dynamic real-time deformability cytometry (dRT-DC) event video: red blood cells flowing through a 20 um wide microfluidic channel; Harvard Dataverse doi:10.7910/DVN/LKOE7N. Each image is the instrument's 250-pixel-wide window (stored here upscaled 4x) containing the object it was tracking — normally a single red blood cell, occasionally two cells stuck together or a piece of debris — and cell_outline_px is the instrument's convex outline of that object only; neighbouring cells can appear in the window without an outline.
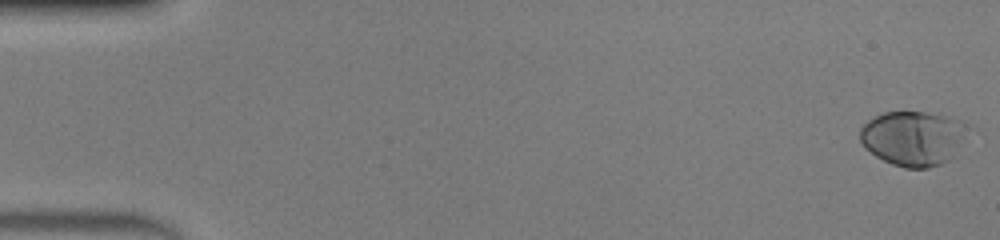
{"species": "human", "species_latin": "Homo sapiens", "temperature_condition": "warm", "stored_images_in_passage": 49, "camera_frame_rate_fps": 3000, "um_per_image_px": 0.085, "donor": {"sex": "male"}, "frame": {"image": 1, "passage_image": 1, "time_ms": 0.0, "image_size_px": [1000, 240], "cell_outline_px": [[964, 124], [960, 136], [948, 160], [940, 164], [928, 168], [904, 168], [892, 164], [876, 156], [864, 148], [860, 140], [860, 128], [868, 120], [884, 112], [924, 112], [944, 116], [960, 120]], "centroid_in_image_um": [77.47, 11.75], "position_along_channel_um": 7.5, "area_um2": 33.12}}
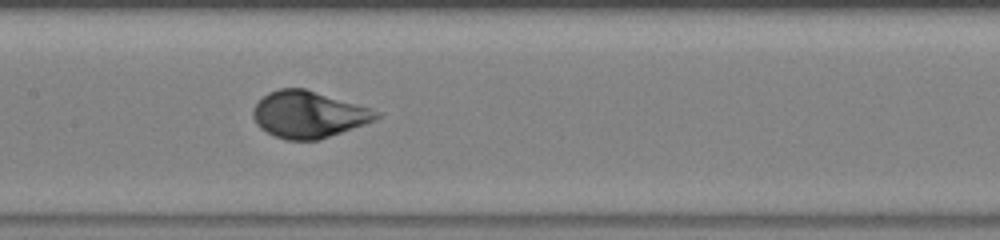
{"frame": {"image": 2, "passage_image": 25, "time_ms": 8.0, "image_size_px": [1000, 240], "cell_outline_px": [[380, 116], [376, 120], [320, 140], [288, 140], [276, 136], [260, 128], [256, 124], [252, 116], [252, 108], [268, 92], [280, 88], [304, 88], [372, 108], [380, 112]], "centroid_in_image_um": [26.23, 9.73], "position_along_channel_um": 181.2, "area_um2": 33.58}}
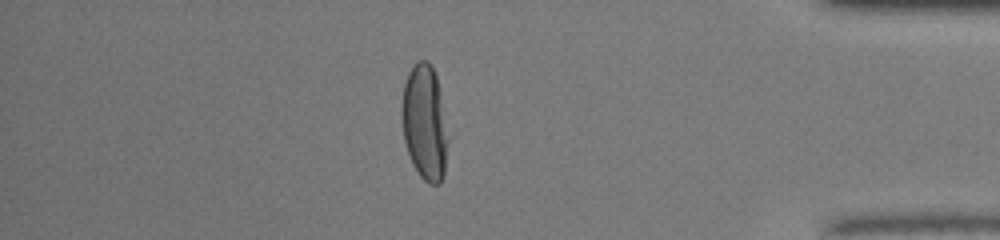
{"frame": {"image": 3, "passage_image": 43, "time_ms": 14.0, "image_size_px": [1000, 240], "cell_outline_px": [[448, 140], [444, 176], [440, 184], [428, 184], [420, 176], [412, 164], [404, 140], [400, 112], [404, 84], [408, 72], [416, 60], [428, 60], [436, 76], [440, 92]], "centroid_in_image_um": [36.08, 10.43], "position_along_channel_um": 399.1, "area_um2": 31.21}, "authors_computed_cell_mechanics": {"area_um2": 33.1194, "velocity_mm_per_s": 4.2031, "shape_relaxation_time_tau1_ms": 3.0593, "shape_relaxation_time_tau2_ms": null, "deformation_change_tau1": 0.1927, "deformation_change_tau2": null}}